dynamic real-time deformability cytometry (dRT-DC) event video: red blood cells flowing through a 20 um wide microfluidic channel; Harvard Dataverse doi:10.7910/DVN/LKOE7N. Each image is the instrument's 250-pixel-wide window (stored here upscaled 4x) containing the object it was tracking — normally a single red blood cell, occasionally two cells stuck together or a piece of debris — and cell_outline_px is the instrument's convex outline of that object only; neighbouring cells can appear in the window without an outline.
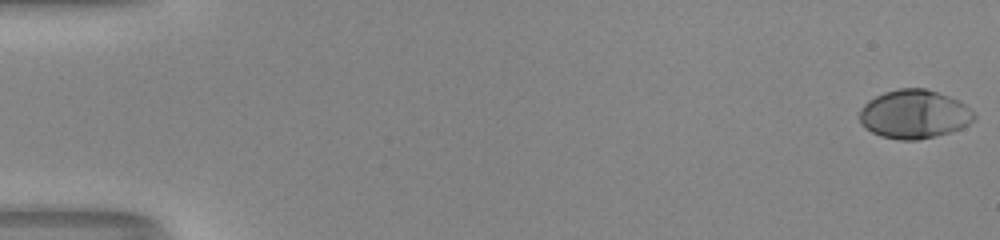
{"species": "human", "species_latin": "Homo sapiens", "temperature_condition": "room temperature", "stored_images_in_passage": 54, "camera_frame_rate_fps": 3000, "um_per_image_px": 0.085, "donor": {"sex": "male"}, "frame": {"image": 1, "passage_image": 1, "time_ms": 0.0, "image_size_px": [1000, 240], "cell_outline_px": [[976, 120], [960, 128], [936, 136], [916, 140], [900, 140], [880, 136], [864, 128], [860, 120], [860, 108], [868, 100], [884, 92], [900, 88], [924, 88], [960, 100], [972, 108], [976, 112]], "centroid_in_image_um": [77.73, 9.7], "position_along_channel_um": 7.3, "area_um2": 32.71}}
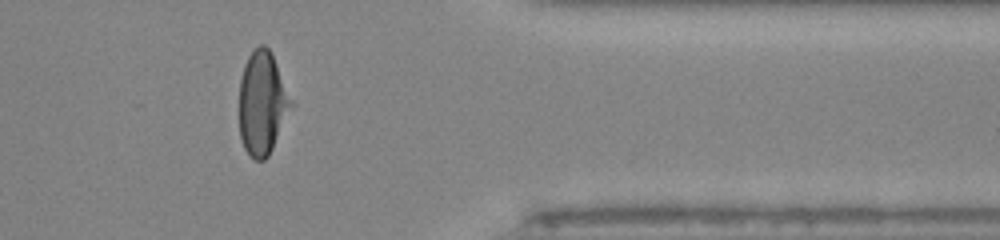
{"frame": {"image": 2, "passage_image": 45, "time_ms": 14.667, "image_size_px": [1000, 240], "cell_outline_px": [[292, 104], [272, 148], [268, 156], [264, 160], [256, 160], [244, 148], [240, 136], [240, 80], [244, 64], [248, 56], [260, 44], [264, 44], [272, 52], [292, 100]], "centroid_in_image_um": [22.28, 8.73], "position_along_channel_um": 389.1, "area_um2": 30.69}}
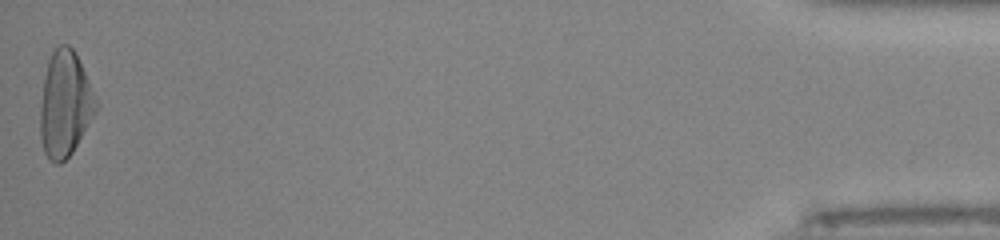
{"frame": {"image": 3, "passage_image": 54, "time_ms": 17.667, "image_size_px": [1000, 240], "cell_outline_px": [[96, 112], [72, 152], [60, 164], [56, 164], [48, 160], [44, 152], [40, 140], [40, 104], [44, 76], [48, 60], [52, 52], [60, 44], [68, 44], [72, 48], [88, 80], [96, 100]], "centroid_in_image_um": [5.48, 8.88], "position_along_channel_um": 429.7, "area_um2": 33.99}, "authors_computed_cell_mechanics": {"area_um2": 31.4432, "velocity_mm_per_s": 3.9988, "shape_relaxation_time_tau1_ms": 4.2732, "shape_relaxation_time_tau2_ms": null, "deformation_change_tau1": 0.2198, "deformation_change_tau2": null}}